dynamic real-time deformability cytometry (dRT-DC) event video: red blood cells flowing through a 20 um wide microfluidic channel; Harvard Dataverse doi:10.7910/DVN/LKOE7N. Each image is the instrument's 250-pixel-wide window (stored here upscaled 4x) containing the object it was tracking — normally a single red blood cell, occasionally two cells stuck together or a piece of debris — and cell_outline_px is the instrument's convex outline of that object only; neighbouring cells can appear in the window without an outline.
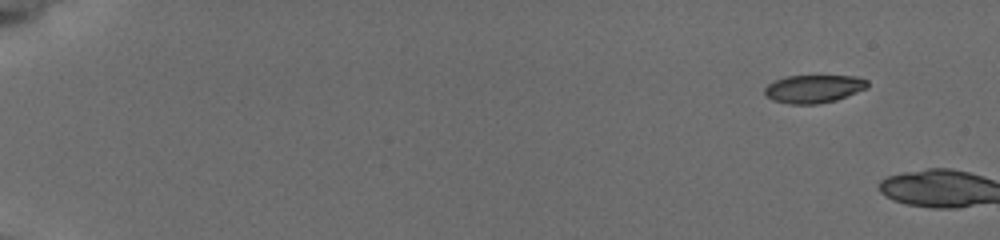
{"species": "common noctule bat (a hibernating species)", "species_latin": "Nyctalus noctula", "temperature_condition": "cold", "stored_images_in_passage": 3, "camera_frame_rate_fps": 3000, "um_per_image_px": 0.085, "animal": {"sex": "female", "body_mass_g": 19.5, "forearm_length_mm": 54.1}, "frame": {"image": 1, "passage_image": 1, "time_ms": 0.0, "image_size_px": [1000, 240], "cell_outline_px": [[868, 88], [836, 100], [816, 104], [788, 104], [772, 100], [764, 92], [764, 88], [768, 84], [784, 76], [856, 76], [868, 80]], "centroid_in_image_um": [69.17, 7.55], "position_along_channel_um": 15.8, "area_um2": 16.82}}